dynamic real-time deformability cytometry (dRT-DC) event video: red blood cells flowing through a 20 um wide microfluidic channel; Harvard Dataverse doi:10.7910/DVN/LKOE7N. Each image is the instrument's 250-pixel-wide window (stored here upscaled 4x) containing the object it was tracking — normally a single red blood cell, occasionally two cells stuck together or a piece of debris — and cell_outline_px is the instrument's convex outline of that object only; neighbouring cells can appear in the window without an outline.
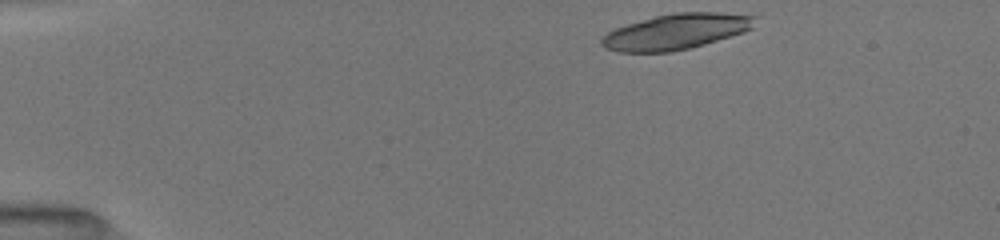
{"species": "common noctule bat (a hibernating species)", "species_latin": "Nyctalus noctula", "temperature_condition": "room temperature", "stored_images_in_passage": 15, "camera_frame_rate_fps": 3000, "um_per_image_px": 0.085, "animal": {"sex": "female", "body_mass_g": 19.5, "forearm_length_mm": 54.1}, "frame": {"image": 1, "passage_image": 1, "time_ms": 0.0, "image_size_px": [1000, 240], "cell_outline_px": [[756, 16], [752, 28], [744, 32], [704, 44], [672, 52], [620, 52], [604, 48], [600, 44], [600, 40], [608, 32], [616, 28], [628, 24], [656, 16], [676, 12], [720, 12]], "centroid_in_image_um": [57.45, 2.69], "position_along_channel_um": 27.5, "area_um2": 31.5}}